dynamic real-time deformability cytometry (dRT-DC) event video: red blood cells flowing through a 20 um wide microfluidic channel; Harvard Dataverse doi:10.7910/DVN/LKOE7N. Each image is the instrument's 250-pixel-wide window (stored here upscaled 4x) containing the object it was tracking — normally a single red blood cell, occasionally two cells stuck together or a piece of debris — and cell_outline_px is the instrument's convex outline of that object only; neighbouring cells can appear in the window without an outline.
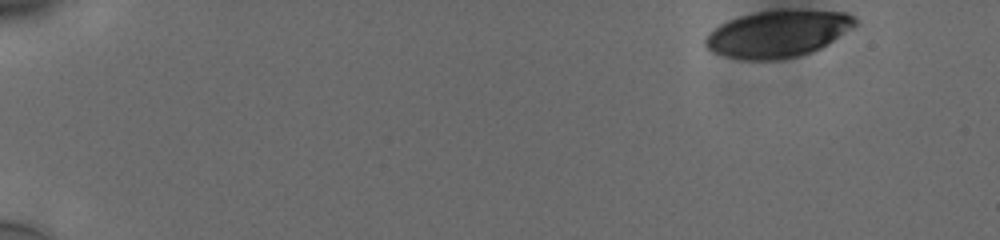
{"species": "human", "species_latin": "Homo sapiens", "temperature_condition": "cold", "stored_images_in_passage": 27, "camera_frame_rate_fps": 3000, "um_per_image_px": 0.085, "donor": {"sex": "male"}, "frame": {"image": 1, "passage_image": 1, "time_ms": 0.0, "image_size_px": [1000, 240], "cell_outline_px": [[856, 24], [820, 48], [812, 52], [800, 56], [776, 60], [744, 60], [724, 56], [712, 52], [704, 44], [704, 40], [720, 24], [728, 20], [740, 16], [756, 12], [844, 12], [852, 16], [856, 20]], "centroid_in_image_um": [66.04, 2.92], "position_along_channel_um": 19.0, "area_um2": 39.59}}
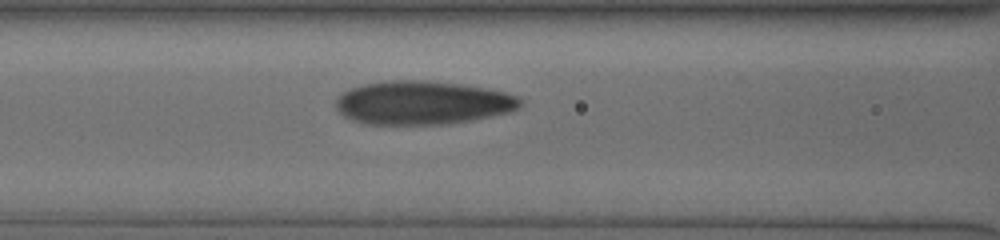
{"frame": {"image": 2, "passage_image": 16, "time_ms": 5.0, "image_size_px": [1000, 240], "cell_outline_px": [[520, 108], [512, 112], [492, 116], [448, 124], [364, 124], [352, 120], [344, 116], [336, 108], [336, 100], [344, 92], [352, 88], [364, 84], [392, 80], [420, 80], [460, 84], [484, 88], [504, 92], [516, 96], [520, 100]], "centroid_in_image_um": [35.92, 8.74], "position_along_channel_um": 130.7, "area_um2": 46.53}}
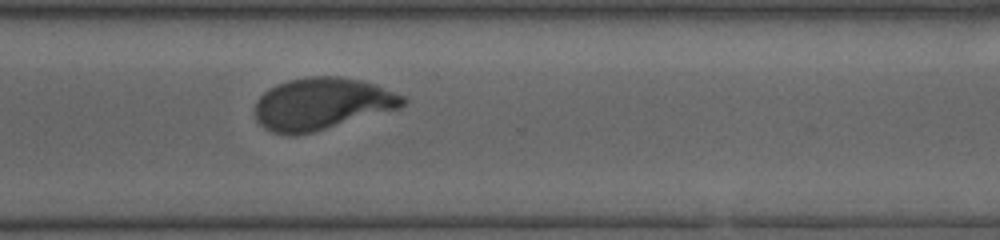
{"frame": {"image": 3, "passage_image": 27, "time_ms": 8.667, "image_size_px": [1000, 240], "cell_outline_px": [[408, 100], [400, 108], [312, 132], [296, 136], [288, 136], [272, 132], [264, 128], [256, 120], [256, 100], [268, 88], [276, 84], [288, 80], [312, 76], [336, 76], [360, 80], [372, 84], [404, 96]], "centroid_in_image_um": [27.31, 8.83], "position_along_channel_um": 343.3, "area_um2": 44.62}}